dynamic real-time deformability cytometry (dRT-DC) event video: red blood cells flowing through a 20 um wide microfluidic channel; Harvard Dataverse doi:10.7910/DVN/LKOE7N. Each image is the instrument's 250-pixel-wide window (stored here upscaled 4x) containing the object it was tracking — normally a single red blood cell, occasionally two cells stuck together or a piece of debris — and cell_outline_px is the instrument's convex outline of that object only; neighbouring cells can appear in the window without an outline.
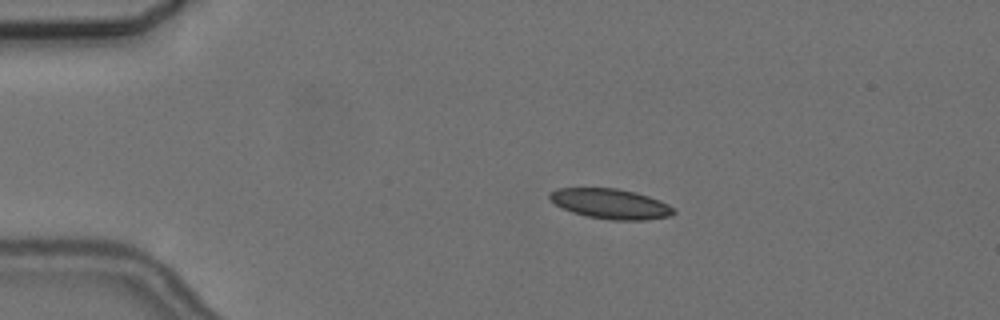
{"species": "common noctule bat (a hibernating species)", "species_latin": "Nyctalus noctula", "temperature_condition": "cold", "stored_images_in_passage": 8, "camera_frame_rate_fps": 3000, "um_per_image_px": 0.085, "animal": {"sex": "female", "body_mass_g": 24.6, "forearm_length_mm": 56.2}, "frame": {"image": 1, "passage_image": 2, "time_ms": 1.333, "image_size_px": [1000, 320], "cell_outline_px": [[676, 212], [672, 216], [648, 220], [612, 220], [588, 216], [572, 212], [556, 204], [548, 196], [556, 188], [616, 188], [636, 192], [660, 200], [668, 204]], "centroid_in_image_um": [51.95, 17.32], "position_along_channel_um": 33.1, "area_um2": 21.62}}
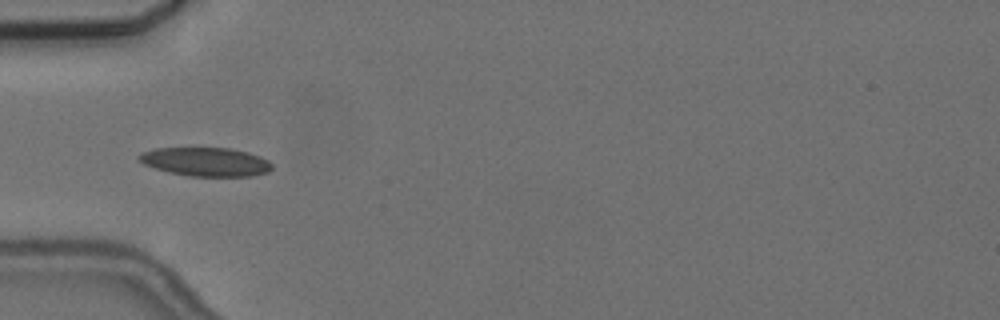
{"frame": {"image": 2, "passage_image": 4, "time_ms": 3.667, "image_size_px": [1000, 320], "cell_outline_px": [[272, 168], [268, 172], [252, 176], [188, 176], [156, 168], [144, 164], [136, 160], [136, 156], [140, 152], [156, 148], [228, 148], [248, 152], [260, 156], [268, 160], [272, 164]], "centroid_in_image_um": [17.47, 13.75], "position_along_channel_um": 67.5, "area_um2": 22.31}}
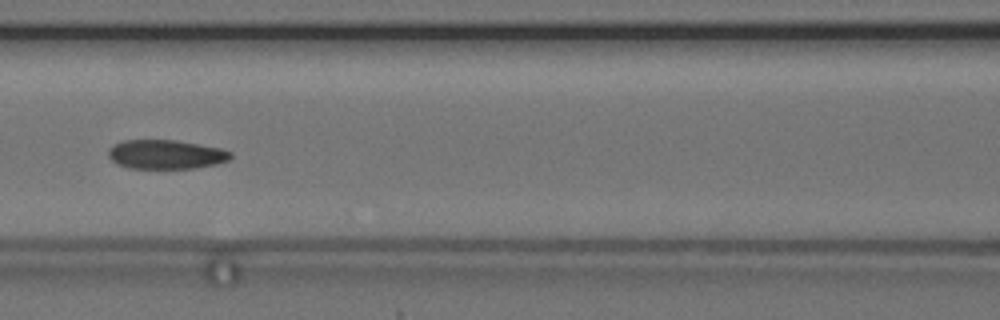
{"frame": {"image": 3, "passage_image": 6, "time_ms": 6.0, "image_size_px": [1000, 320], "cell_outline_px": [[232, 156], [228, 160], [216, 164], [196, 168], [128, 168], [116, 164], [108, 156], [108, 152], [116, 144], [124, 140], [176, 140], [220, 148], [232, 152]], "centroid_in_image_um": [14.12, 13.13], "position_along_channel_um": 152.5, "area_um2": 20.63}}